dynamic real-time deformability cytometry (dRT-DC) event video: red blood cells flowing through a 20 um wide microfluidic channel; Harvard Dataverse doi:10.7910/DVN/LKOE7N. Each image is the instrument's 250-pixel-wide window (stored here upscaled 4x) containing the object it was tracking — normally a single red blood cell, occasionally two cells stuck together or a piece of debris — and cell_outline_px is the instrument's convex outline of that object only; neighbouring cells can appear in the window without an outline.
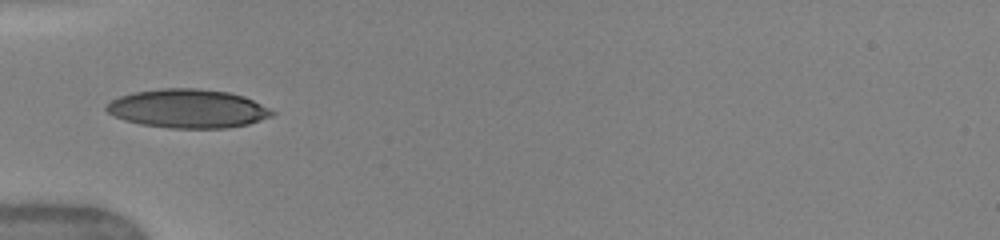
{"species": "human", "species_latin": "Homo sapiens", "temperature_condition": "warm", "stored_images_in_passage": 3, "camera_frame_rate_fps": 3000, "um_per_image_px": 0.085, "donor": {"sex": "female"}, "frame": {"image": 1, "passage_image": 1, "time_ms": 0.0, "image_size_px": [1000, 240], "cell_outline_px": [[276, 112], [272, 116], [248, 124], [224, 128], [168, 128], [140, 124], [124, 120], [108, 112], [104, 108], [104, 104], [120, 96], [132, 92], [160, 88], [196, 88], [228, 92], [244, 96]], "centroid_in_image_um": [15.93, 9.23], "position_along_channel_um": 69.1, "area_um2": 37.4}}